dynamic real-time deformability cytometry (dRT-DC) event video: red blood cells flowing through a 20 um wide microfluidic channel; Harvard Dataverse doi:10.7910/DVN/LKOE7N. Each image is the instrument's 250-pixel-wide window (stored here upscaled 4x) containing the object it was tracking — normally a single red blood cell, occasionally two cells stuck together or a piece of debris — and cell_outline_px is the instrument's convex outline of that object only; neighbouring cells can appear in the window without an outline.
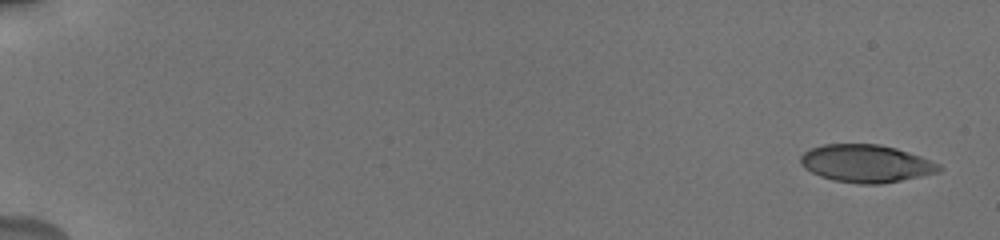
{"species": "human", "species_latin": "Homo sapiens", "temperature_condition": "cold", "stored_images_in_passage": 74, "camera_frame_rate_fps": 3000, "um_per_image_px": 0.085, "donor": {"sex": "male"}, "frame": {"image": 1, "passage_image": 1, "time_ms": 0.0, "image_size_px": [1000, 240], "cell_outline_px": [[944, 168], [940, 172], [880, 184], [860, 184], [836, 180], [820, 176], [804, 168], [800, 164], [800, 156], [804, 152], [812, 148], [824, 144], [880, 144], [896, 148], [920, 156], [940, 164]], "centroid_in_image_um": [73.62, 13.89], "position_along_channel_um": 11.4, "area_um2": 30.29}}
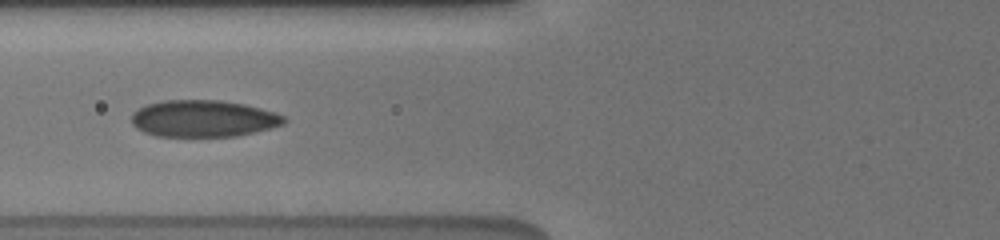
{"frame": {"image": 2, "passage_image": 56, "time_ms": 7.333, "image_size_px": [1000, 240], "cell_outline_px": [[288, 120], [284, 124], [236, 136], [156, 136], [144, 132], [136, 128], [132, 124], [132, 112], [148, 104], [164, 100], [220, 100], [244, 104], [260, 108], [284, 116]], "centroid_in_image_um": [17.26, 10.07], "position_along_channel_um": 108.5, "area_um2": 32.48}}
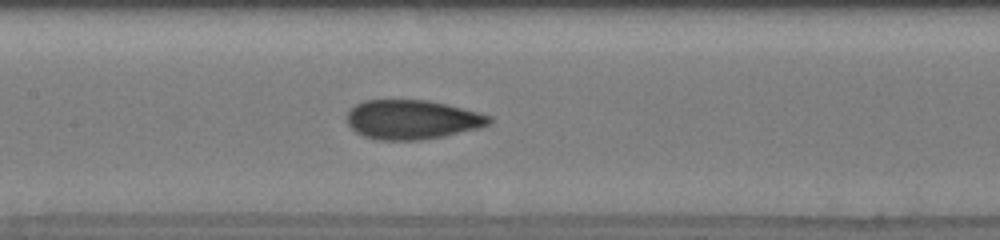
{"frame": {"image": 3, "passage_image": 70, "time_ms": 9.0, "image_size_px": [1000, 240], "cell_outline_px": [[492, 120], [488, 124], [480, 128], [444, 136], [416, 140], [376, 140], [364, 136], [356, 132], [348, 124], [348, 112], [356, 104], [364, 100], [428, 100], [492, 116]], "centroid_in_image_um": [35.02, 10.17], "position_along_channel_um": 172.4, "area_um2": 32.31}}